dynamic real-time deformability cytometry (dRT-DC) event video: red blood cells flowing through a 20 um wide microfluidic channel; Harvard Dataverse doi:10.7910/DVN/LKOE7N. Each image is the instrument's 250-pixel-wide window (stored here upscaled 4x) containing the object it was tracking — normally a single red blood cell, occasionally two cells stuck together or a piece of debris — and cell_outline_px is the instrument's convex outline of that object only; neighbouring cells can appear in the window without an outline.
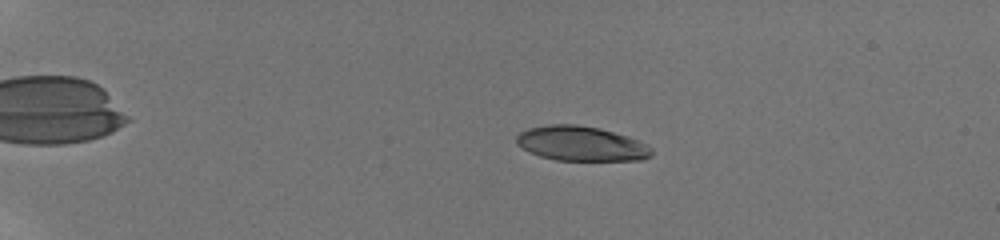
{"species": "human", "species_latin": "Homo sapiens", "temperature_condition": "room temperature", "stored_images_in_passage": 14, "camera_frame_rate_fps": 3000, "um_per_image_px": 0.085, "donor": {"sex": "male"}, "frame": {"image": 1, "passage_image": 6, "time_ms": 3.333, "image_size_px": [1000, 240], "cell_outline_px": [[652, 156], [644, 160], [556, 160], [540, 156], [516, 144], [516, 136], [520, 132], [528, 128], [548, 124], [576, 124], [600, 128], [628, 136], [652, 148]], "centroid_in_image_um": [49.4, 12.2], "position_along_channel_um": 35.6, "area_um2": 27.28}}
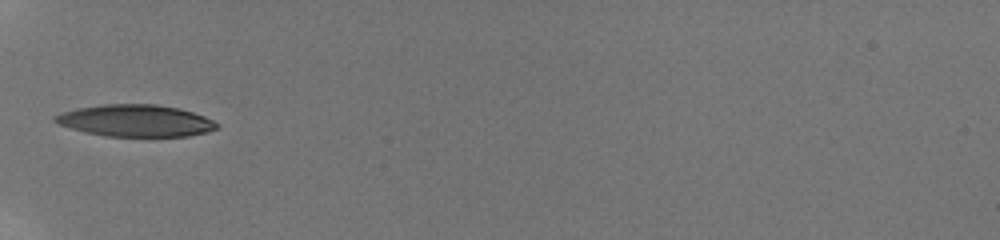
{"frame": {"image": 2, "passage_image": 13, "time_ms": 6.667, "image_size_px": [1000, 240], "cell_outline_px": [[220, 124], [216, 128], [208, 132], [188, 136], [104, 136], [84, 132], [60, 124], [52, 120], [52, 116], [60, 112], [76, 108], [100, 104], [156, 104], [180, 108], [204, 116]], "centroid_in_image_um": [11.5, 10.25], "position_along_channel_um": 73.5, "area_um2": 30.23}}